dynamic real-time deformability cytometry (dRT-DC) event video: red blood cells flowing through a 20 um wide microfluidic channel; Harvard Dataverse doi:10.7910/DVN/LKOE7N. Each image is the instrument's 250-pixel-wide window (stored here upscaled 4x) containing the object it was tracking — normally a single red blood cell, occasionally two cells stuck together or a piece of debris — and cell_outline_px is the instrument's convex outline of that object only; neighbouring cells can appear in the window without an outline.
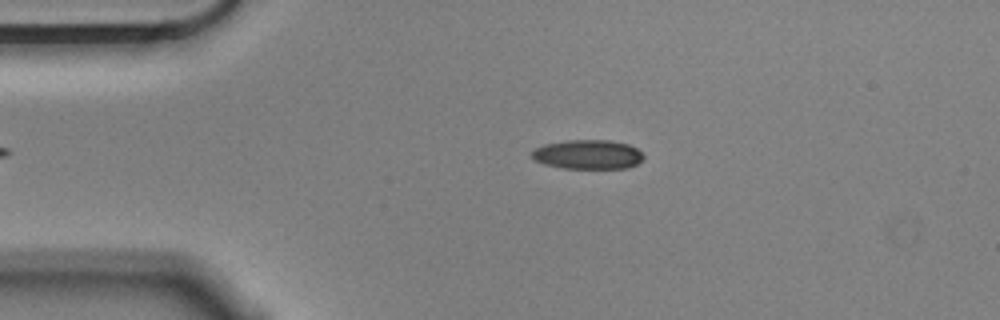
{"species": "Egyptian fruit bat (a non-hibernating species)", "species_latin": "Rousettus aegyptiacus", "temperature_condition": "cold", "stored_images_in_passage": 46, "camera_frame_rate_fps": 3000, "um_per_image_px": 0.085, "animal": {"sex": "male"}, "frame": {"image": 1, "passage_image": 9, "time_ms": 2.667, "image_size_px": [1000, 320], "cell_outline_px": [[644, 156], [636, 164], [628, 168], [564, 168], [544, 164], [532, 160], [532, 152], [536, 148], [544, 144], [568, 140], [612, 140], [628, 144], [636, 148]], "centroid_in_image_um": [49.95, 13.12], "position_along_channel_um": 35.1, "area_um2": 19.02}}
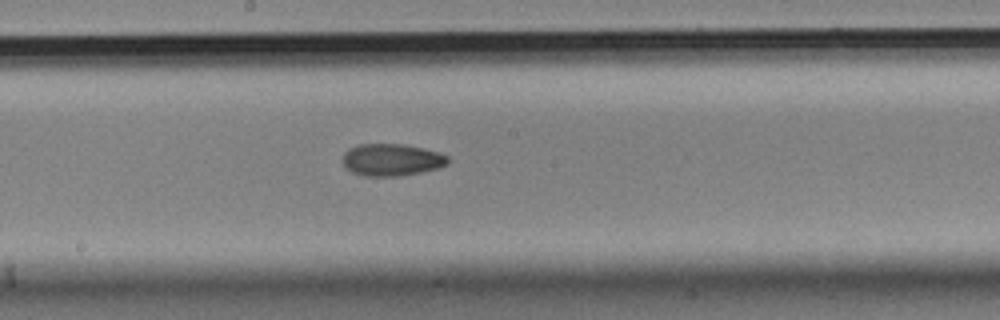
{"frame": {"image": 2, "passage_image": 27, "time_ms": 8.667, "image_size_px": [1000, 320], "cell_outline_px": [[448, 164], [440, 168], [420, 172], [396, 176], [364, 176], [352, 172], [344, 168], [344, 152], [348, 148], [360, 144], [400, 144], [424, 148], [440, 152], [448, 156]], "centroid_in_image_um": [33.3, 13.58], "position_along_channel_um": 214.9, "area_um2": 19.77}}
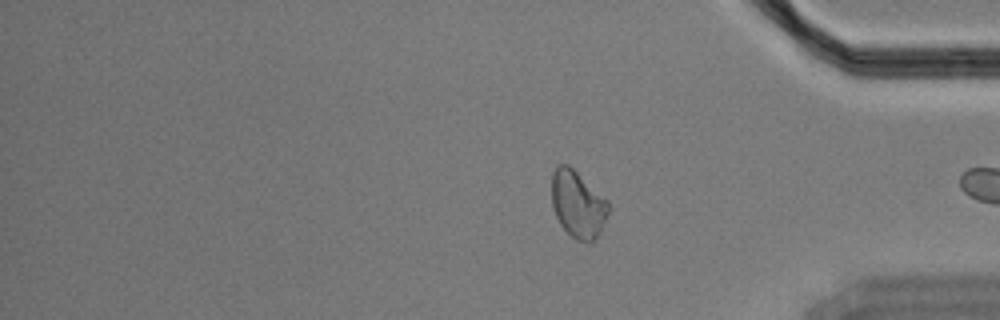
{"frame": {"image": 3, "passage_image": 46, "time_ms": 15.0, "image_size_px": [1000, 320], "cell_outline_px": [[608, 212], [600, 232], [592, 244], [576, 240], [560, 224], [552, 208], [552, 172], [560, 164], [568, 164], [608, 200]], "centroid_in_image_um": [49.11, 17.38], "position_along_channel_um": 386.1, "area_um2": 22.08}}